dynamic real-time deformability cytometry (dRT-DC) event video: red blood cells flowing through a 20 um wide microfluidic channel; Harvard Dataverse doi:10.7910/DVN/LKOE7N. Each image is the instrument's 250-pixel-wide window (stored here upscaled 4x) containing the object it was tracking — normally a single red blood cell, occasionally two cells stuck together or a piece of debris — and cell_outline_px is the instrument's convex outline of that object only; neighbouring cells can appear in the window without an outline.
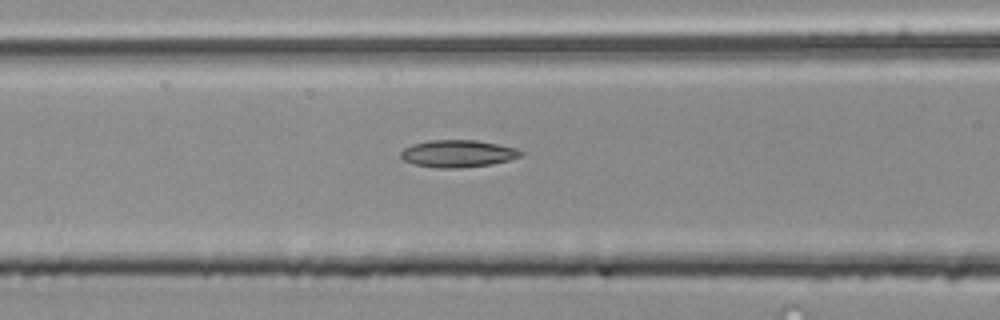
{"species": "common noctule bat (a hibernating species)", "species_latin": "Nyctalus noctula", "temperature_condition": "room temperature", "stored_images_in_passage": 13, "camera_frame_rate_fps": 3000, "um_per_image_px": 0.085, "animal": {"sex": "male", "body_mass_g": 20.4}, "frame": {"image": 1, "passage_image": 8, "time_ms": 2.333, "image_size_px": [1000, 320], "cell_outline_px": [[524, 152], [520, 156], [508, 160], [492, 164], [456, 168], [440, 168], [412, 164], [404, 160], [400, 156], [400, 152], [404, 148], [412, 144], [428, 140], [476, 140], [516, 148]], "centroid_in_image_um": [38.88, 13.05], "position_along_channel_um": 127.7, "area_um2": 18.96}}
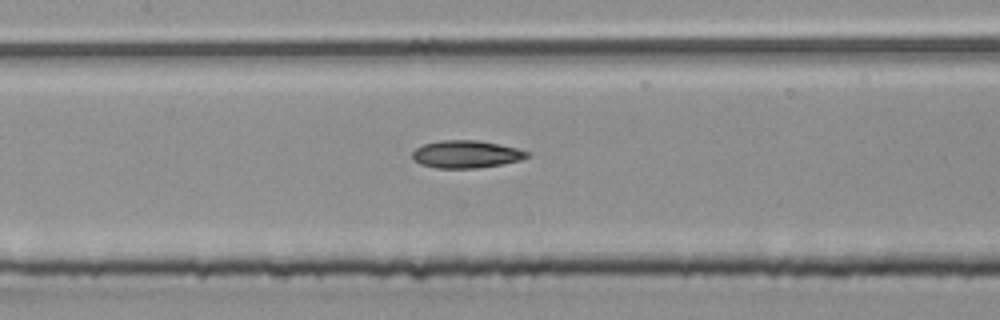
{"frame": {"image": 2, "passage_image": 11, "time_ms": 3.333, "image_size_px": [1000, 320], "cell_outline_px": [[528, 156], [520, 160], [500, 164], [476, 168], [436, 168], [420, 164], [412, 156], [412, 152], [416, 148], [424, 144], [440, 140], [480, 140], [500, 144], [516, 148], [528, 152]], "centroid_in_image_um": [39.6, 13.1], "position_along_channel_um": 167.8, "area_um2": 18.26}}